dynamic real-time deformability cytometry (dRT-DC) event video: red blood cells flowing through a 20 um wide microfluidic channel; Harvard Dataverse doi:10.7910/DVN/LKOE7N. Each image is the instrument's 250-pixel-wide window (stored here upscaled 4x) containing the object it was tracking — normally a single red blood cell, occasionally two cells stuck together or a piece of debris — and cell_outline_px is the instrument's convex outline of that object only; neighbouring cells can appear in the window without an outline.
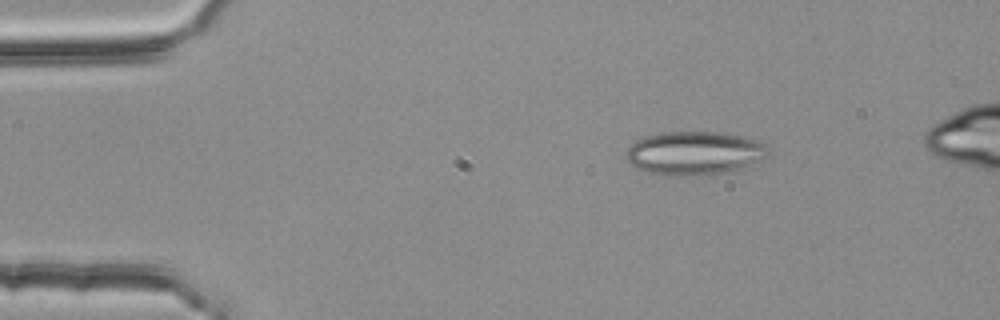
{"species": "common noctule bat (a hibernating species)", "species_latin": "Nyctalus noctula", "temperature_condition": "room temperature", "stored_images_in_passage": 55, "camera_frame_rate_fps": 3000, "um_per_image_px": 0.085, "animal": {"sex": "female", "body_mass_g": 25.1}, "frame": {"image": 1, "passage_image": 9, "time_ms": 2.667, "image_size_px": [1000, 320], "cell_outline_px": [[772, 152], [740, 168], [724, 172], [680, 176], [676, 176], [652, 172], [640, 168], [632, 164], [628, 160], [628, 148], [636, 140], [648, 136], [664, 132], [712, 132], [740, 136], [760, 140]], "centroid_in_image_um": [59.05, 12.99], "position_along_channel_um": 26.0, "area_um2": 34.97}}
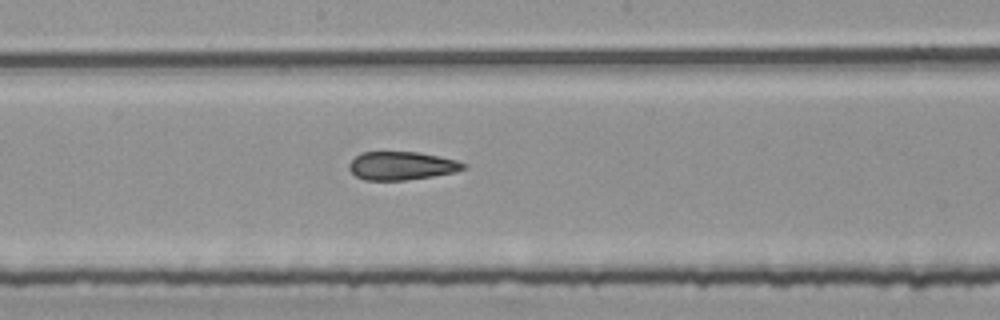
{"frame": {"image": 2, "passage_image": 29, "time_ms": 9.333, "image_size_px": [1000, 320], "cell_outline_px": [[468, 168], [456, 172], [432, 176], [404, 180], [364, 180], [356, 176], [348, 168], [348, 164], [360, 152], [416, 152], [456, 160], [468, 164]], "centroid_in_image_um": [34.15, 14.09], "position_along_channel_um": 214.1, "area_um2": 18.84}}
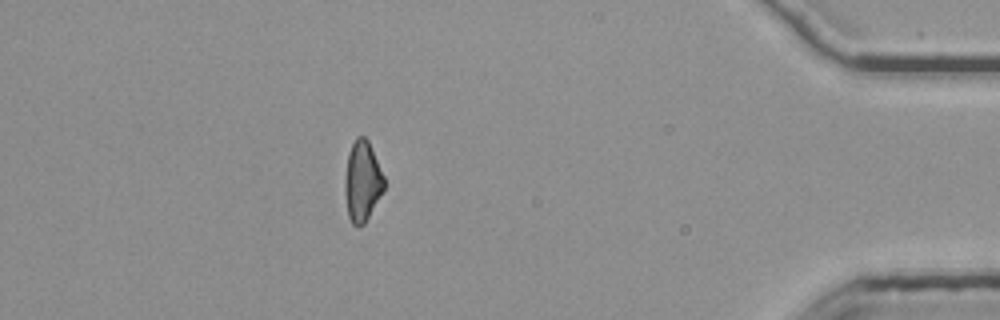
{"frame": {"image": 3, "passage_image": 48, "time_ms": 15.667, "image_size_px": [1000, 320], "cell_outline_px": [[384, 188], [364, 224], [356, 228], [352, 224], [348, 216], [344, 192], [344, 180], [348, 152], [356, 136], [364, 136], [368, 140], [384, 176]], "centroid_in_image_um": [30.77, 15.41], "position_along_channel_um": 404.4, "area_um2": 18.38}, "authors_computed_cell_mechanics": {"area_um2": 20.1144, "velocity_mm_per_s": 3.8104, "shape_relaxation_time_tau1_ms": null, "shape_relaxation_time_tau2_ms": 3.3052, "deformation_change_tau1": null, "deformation_change_tau2": 0.1334}}